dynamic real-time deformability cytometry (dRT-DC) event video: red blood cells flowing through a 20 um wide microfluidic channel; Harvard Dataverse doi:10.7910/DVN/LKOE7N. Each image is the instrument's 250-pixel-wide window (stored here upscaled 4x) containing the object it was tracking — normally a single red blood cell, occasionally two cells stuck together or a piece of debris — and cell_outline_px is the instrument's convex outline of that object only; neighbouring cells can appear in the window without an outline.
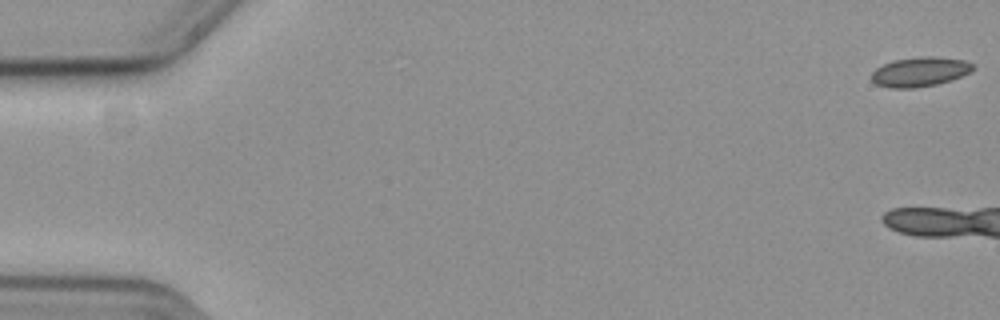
{"species": "common noctule bat (a hibernating species)", "species_latin": "Nyctalus noctula", "temperature_condition": "cold", "stored_images_in_passage": 7, "camera_frame_rate_fps": 3000, "um_per_image_px": 0.085, "animal": {"sex": "female", "body_mass_g": 19.3, "forearm_length_mm": 54.1}, "frame": {"image": 1, "passage_image": 1, "time_ms": 0.0, "image_size_px": [1000, 320], "cell_outline_px": [[972, 72], [952, 80], [936, 84], [916, 88], [888, 88], [876, 84], [872, 80], [872, 72], [876, 68], [892, 60], [920, 56], [932, 56], [964, 60], [972, 64]], "centroid_in_image_um": [78.18, 6.1], "position_along_channel_um": 6.8, "area_um2": 17.51}}